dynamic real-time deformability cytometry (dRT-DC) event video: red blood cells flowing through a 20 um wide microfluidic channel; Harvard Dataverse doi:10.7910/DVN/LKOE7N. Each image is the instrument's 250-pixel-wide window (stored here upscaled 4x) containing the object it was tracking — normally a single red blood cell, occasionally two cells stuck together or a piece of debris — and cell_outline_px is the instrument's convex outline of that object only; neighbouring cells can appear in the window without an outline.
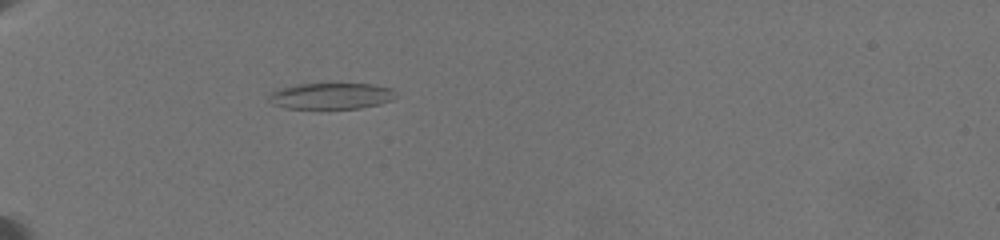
{"species": "common noctule bat (a hibernating species)", "species_latin": "Nyctalus noctula", "temperature_condition": "warm", "stored_images_in_passage": 26, "camera_frame_rate_fps": 3000, "um_per_image_px": 0.085, "animal": {"sex": "female", "body_mass_g": 19.5, "forearm_length_mm": 54.1}, "frame": {"image": 1, "passage_image": 1, "time_ms": 0.0, "image_size_px": [1000, 240], "cell_outline_px": [[396, 96], [392, 100], [380, 104], [360, 108], [284, 108], [272, 104], [268, 96], [272, 92], [280, 88], [296, 84], [372, 84], [392, 88], [396, 92]], "centroid_in_image_um": [28.17, 8.15], "position_along_channel_um": 56.8, "area_um2": 19.36}}
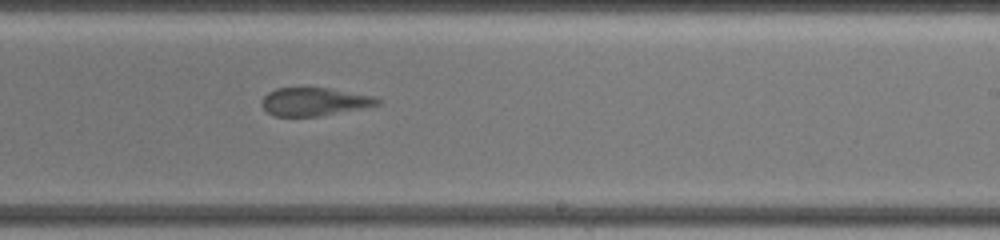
{"frame": {"image": 2, "passage_image": 14, "time_ms": 6.667, "image_size_px": [1000, 240], "cell_outline_px": [[380, 104], [360, 108], [316, 116], [272, 116], [260, 104], [264, 96], [268, 92], [276, 88], [328, 88], [372, 96], [380, 100]], "centroid_in_image_um": [26.65, 8.64], "position_along_channel_um": 262.4, "area_um2": 18.55}}
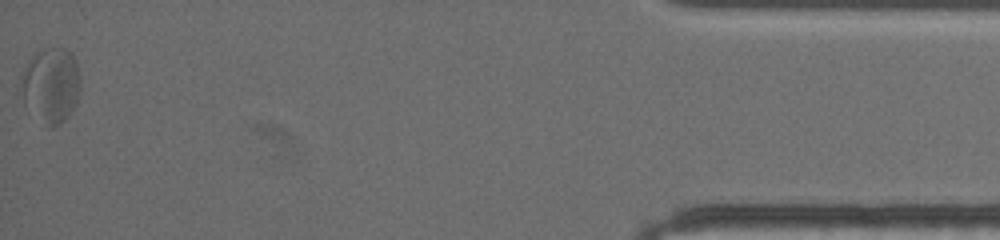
{"frame": {"image": 3, "passage_image": 26, "time_ms": 13.667, "image_size_px": [1000, 240], "cell_outline_px": [[80, 96], [76, 104], [68, 116], [60, 124], [48, 128], [24, 104], [24, 76], [28, 64], [32, 56], [36, 52], [44, 48], [64, 48], [72, 52], [76, 64], [80, 80]], "centroid_in_image_um": [4.4, 7.25], "position_along_channel_um": 430.8, "area_um2": 25.43}, "authors_computed_cell_mechanics": {"area_um2": 20.4034, "velocity_mm_per_s": 3.4584, "shape_relaxation_time_tau1_ms": null, "shape_relaxation_time_tau2_ms": 2.1469, "deformation_change_tau1": null, "deformation_change_tau2": 0.1004}}